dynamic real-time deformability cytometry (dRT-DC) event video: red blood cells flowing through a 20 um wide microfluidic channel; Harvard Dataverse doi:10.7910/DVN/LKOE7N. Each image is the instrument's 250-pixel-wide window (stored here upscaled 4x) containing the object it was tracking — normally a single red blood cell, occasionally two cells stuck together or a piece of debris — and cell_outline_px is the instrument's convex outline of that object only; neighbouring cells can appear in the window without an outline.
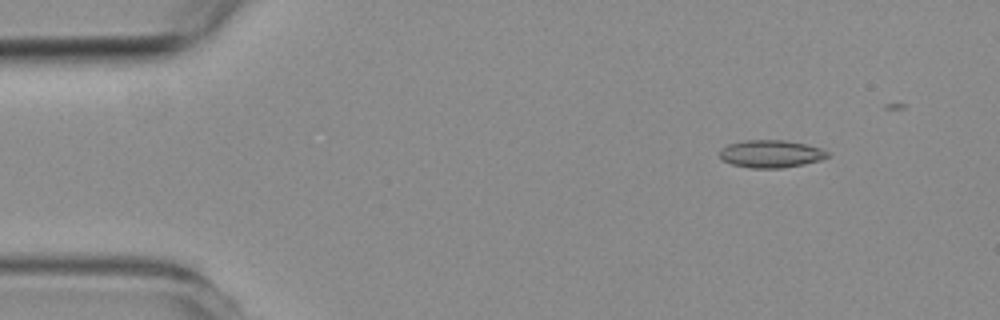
{"species": "common noctule bat (a hibernating species)", "species_latin": "Nyctalus noctula", "temperature_condition": "room temperature", "stored_images_in_passage": 4, "camera_frame_rate_fps": 3000, "um_per_image_px": 0.085, "animal": {"sex": "female", "body_mass_g": 19.3, "forearm_length_mm": 54.1}, "frame": {"image": 1, "passage_image": 1, "time_ms": 0.0, "image_size_px": [1000, 320], "cell_outline_px": [[828, 156], [820, 160], [804, 164], [780, 168], [752, 168], [732, 164], [724, 160], [720, 156], [720, 148], [728, 144], [744, 140], [784, 140], [804, 144], [820, 148], [828, 152]], "centroid_in_image_um": [65.5, 13.07], "position_along_channel_um": 19.5, "area_um2": 17.17}}
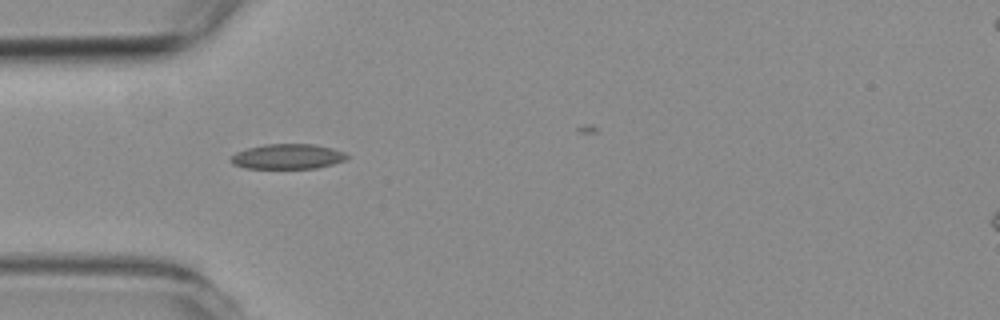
{"frame": {"image": 2, "passage_image": 3, "time_ms": 3.333, "image_size_px": [1000, 320], "cell_outline_px": [[348, 156], [344, 160], [332, 164], [316, 168], [244, 168], [232, 164], [228, 160], [236, 152], [248, 148], [264, 144], [312, 144], [332, 148], [344, 152]], "centroid_in_image_um": [24.4, 13.3], "position_along_channel_um": 60.6, "area_um2": 16.88}}
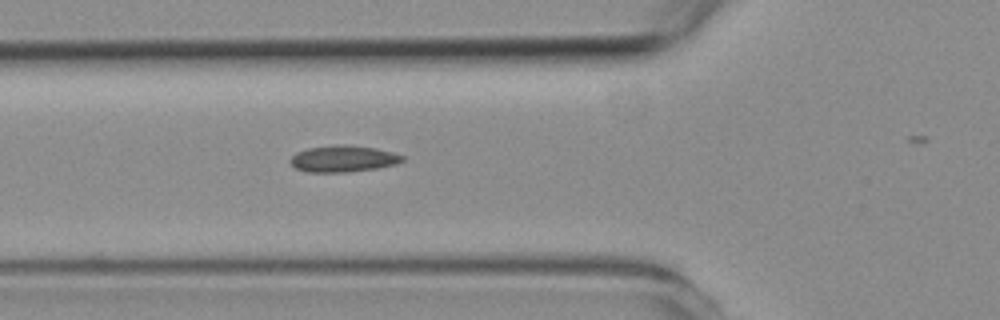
{"frame": {"image": 3, "passage_image": 4, "time_ms": 4.333, "image_size_px": [1000, 320], "cell_outline_px": [[404, 160], [396, 164], [376, 168], [348, 172], [308, 172], [296, 168], [288, 160], [296, 152], [308, 148], [336, 144], [348, 144], [376, 148], [392, 152], [404, 156]], "centroid_in_image_um": [29.16, 13.48], "position_along_channel_um": 96.6, "area_um2": 17.4}}